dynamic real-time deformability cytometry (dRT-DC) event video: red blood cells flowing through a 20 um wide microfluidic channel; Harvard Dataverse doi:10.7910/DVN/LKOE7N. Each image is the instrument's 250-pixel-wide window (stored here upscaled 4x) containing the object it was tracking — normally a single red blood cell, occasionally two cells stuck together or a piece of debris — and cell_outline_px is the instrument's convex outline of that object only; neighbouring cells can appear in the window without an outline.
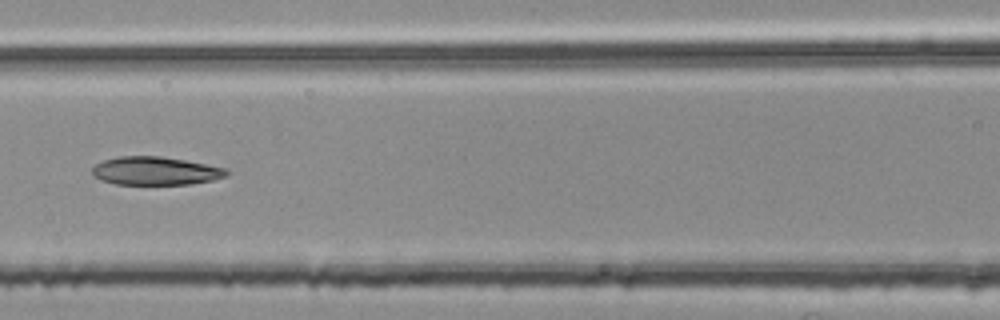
{"species": "common noctule bat (a hibernating species)", "species_latin": "Nyctalus noctula", "temperature_condition": "room temperature", "stored_images_in_passage": 47, "camera_frame_rate_fps": 3000, "um_per_image_px": 0.085, "animal": {"sex": "female", "body_mass_g": 25.1}, "frame": {"image": 1, "passage_image": 18, "time_ms": 5.667, "image_size_px": [1000, 320], "cell_outline_px": [[228, 172], [224, 176], [212, 180], [188, 184], [116, 184], [100, 180], [92, 172], [92, 168], [96, 164], [104, 160], [120, 156], [160, 156], [184, 160], [228, 168]], "centroid_in_image_um": [13.2, 14.52], "position_along_channel_um": 153.4, "area_um2": 21.91}}
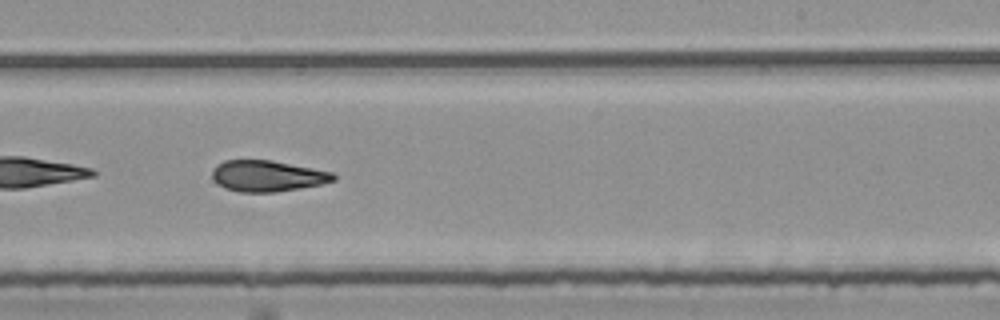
{"frame": {"image": 2, "passage_image": 27, "time_ms": 8.667, "image_size_px": [1000, 320], "cell_outline_px": [[336, 180], [320, 184], [300, 188], [272, 192], [240, 192], [224, 188], [212, 176], [212, 172], [216, 164], [224, 160], [272, 160], [332, 172], [336, 176]], "centroid_in_image_um": [22.72, 14.95], "position_along_channel_um": 266.3, "area_um2": 21.79}}
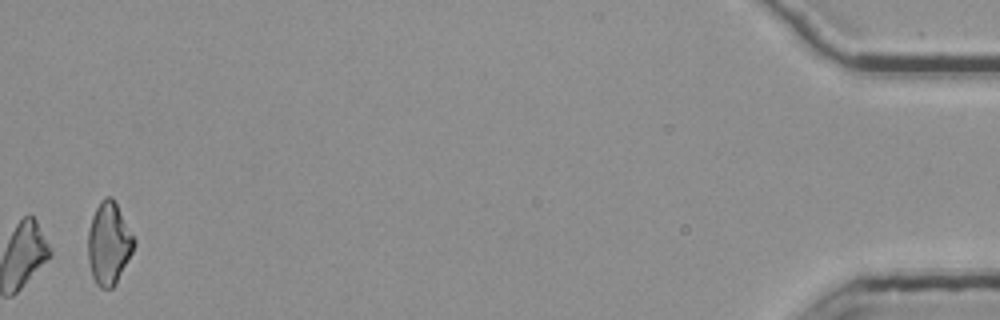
{"frame": {"image": 3, "passage_image": 47, "time_ms": 15.333, "image_size_px": [1000, 320], "cell_outline_px": [[136, 244], [116, 284], [112, 288], [100, 288], [96, 284], [92, 276], [88, 260], [88, 228], [92, 216], [100, 200], [104, 196], [112, 196], [136, 240]], "centroid_in_image_um": [9.24, 20.69], "position_along_channel_um": 426.0, "area_um2": 22.2}, "authors_computed_cell_mechanics": {"area_um2": 22.3108, "velocity_mm_per_s": 3.7821, "shape_relaxation_time_tau1_ms": 9.2745, "shape_relaxation_time_tau2_ms": 5.7731, "deformation_change_tau1": 0.2297, "deformation_change_tau2": 0.15}}